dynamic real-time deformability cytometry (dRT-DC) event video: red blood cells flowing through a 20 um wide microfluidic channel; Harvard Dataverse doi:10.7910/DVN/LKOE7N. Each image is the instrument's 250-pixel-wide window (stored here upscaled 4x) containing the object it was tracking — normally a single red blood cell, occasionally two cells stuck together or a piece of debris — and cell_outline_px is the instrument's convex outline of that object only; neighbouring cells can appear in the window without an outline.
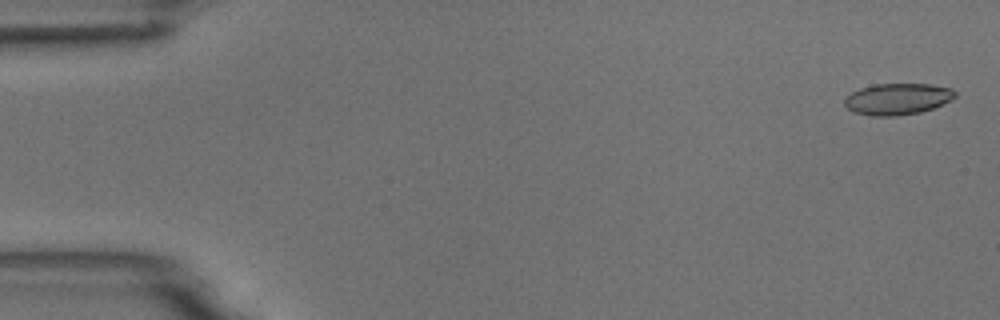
{"species": "common noctule bat (a hibernating species)", "species_latin": "Nyctalus noctula", "temperature_condition": "room temperature", "stored_images_in_passage": 5, "camera_frame_rate_fps": 3000, "um_per_image_px": 0.085, "animal": {"sex": "male", "body_mass_g": 18.8}, "frame": {"image": 1, "passage_image": 1, "time_ms": 0.0, "image_size_px": [1000, 320], "cell_outline_px": [[956, 96], [952, 100], [932, 108], [920, 112], [896, 116], [872, 116], [856, 112], [848, 108], [844, 104], [844, 100], [852, 92], [860, 88], [872, 84], [928, 84], [952, 88], [956, 92]], "centroid_in_image_um": [76.31, 8.41], "position_along_channel_um": 8.7, "area_um2": 20.17}}
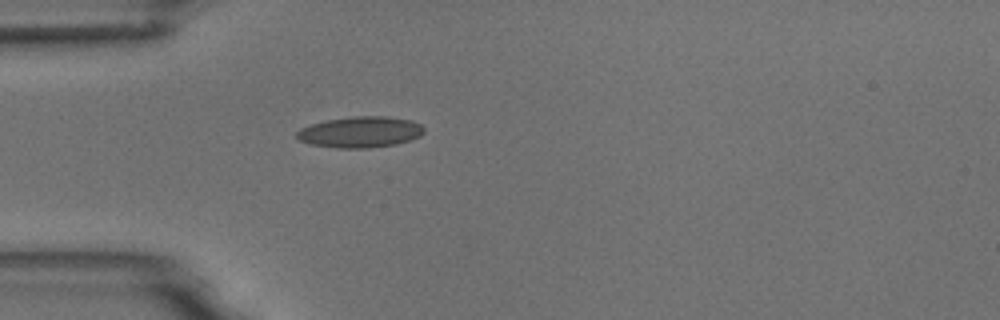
{"frame": {"image": 2, "passage_image": 5, "time_ms": 4.667, "image_size_px": [1000, 320], "cell_outline_px": [[424, 132], [420, 136], [412, 140], [396, 144], [368, 148], [336, 148], [312, 144], [300, 140], [296, 136], [296, 132], [300, 128], [312, 124], [328, 120], [356, 116], [384, 116], [412, 120], [420, 124], [424, 128]], "centroid_in_image_um": [30.66, 11.23], "position_along_channel_um": 54.3, "area_um2": 22.95}}